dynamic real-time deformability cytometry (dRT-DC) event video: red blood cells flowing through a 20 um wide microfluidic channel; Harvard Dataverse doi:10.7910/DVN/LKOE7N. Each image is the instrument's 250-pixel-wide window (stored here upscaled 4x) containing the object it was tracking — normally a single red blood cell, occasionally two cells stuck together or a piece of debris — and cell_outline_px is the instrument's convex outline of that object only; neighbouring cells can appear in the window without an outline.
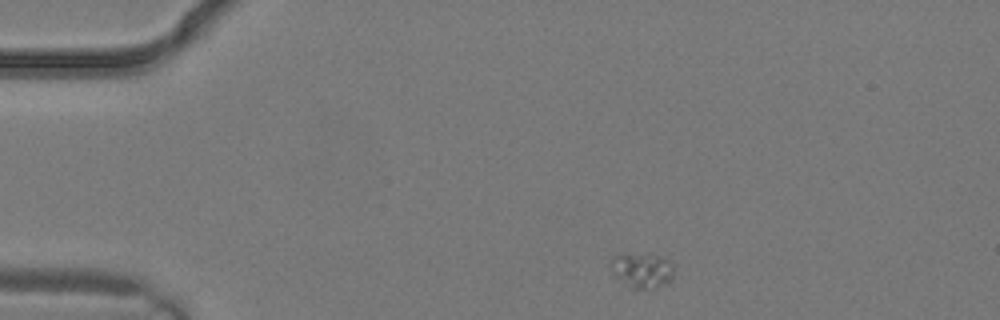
{"species": "common noctule bat (a hibernating species)", "species_latin": "Nyctalus noctula", "temperature_condition": "warm", "stored_images_in_passage": 2, "camera_frame_rate_fps": 3000, "um_per_image_px": 0.085, "animal": {"sex": "male", "body_mass_g": 19.2, "forearm_length_mm": 51.8}, "frame": {"image": 1, "passage_image": 1, "time_ms": 0.0, "image_size_px": [1000, 320], "cell_outline_px": [[672, 280], [668, 284], [644, 288], [632, 288], [616, 276], [612, 272], [612, 256], [652, 252], [668, 260], [672, 264]], "centroid_in_image_um": [54.61, 22.94], "position_along_channel_um": 30.4, "area_um2": 12.66}}